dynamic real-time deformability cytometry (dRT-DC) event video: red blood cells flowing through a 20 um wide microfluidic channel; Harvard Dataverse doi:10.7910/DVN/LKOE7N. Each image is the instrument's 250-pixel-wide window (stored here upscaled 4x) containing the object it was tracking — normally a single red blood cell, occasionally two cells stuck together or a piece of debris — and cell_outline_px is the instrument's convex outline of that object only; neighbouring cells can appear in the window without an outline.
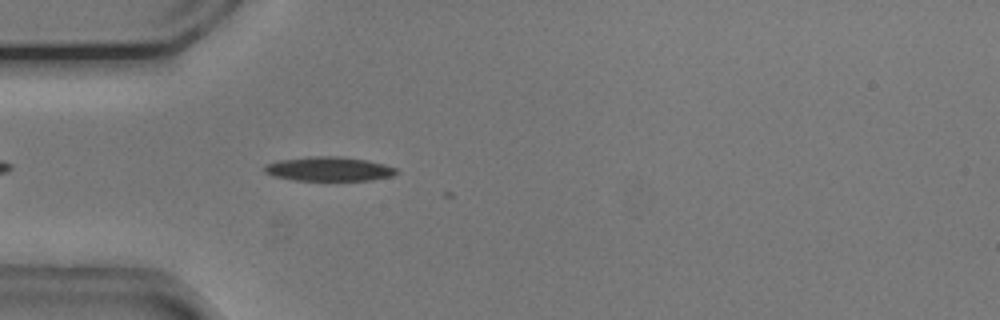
{"species": "common noctule bat (a hibernating species)", "species_latin": "Nyctalus noctula", "temperature_condition": "cold", "stored_images_in_passage": 12, "camera_frame_rate_fps": 3000, "um_per_image_px": 0.085, "animal": {"sex": "male", "body_mass_g": 20.5, "forearm_length_mm": 52.5}, "frame": {"image": 1, "passage_image": 2, "time_ms": 0.333, "image_size_px": [1000, 320], "cell_outline_px": [[400, 172], [392, 176], [372, 180], [292, 180], [272, 176], [264, 172], [264, 164], [280, 160], [308, 156], [340, 156], [368, 160], [384, 164], [396, 168]], "centroid_in_image_um": [27.95, 14.36], "position_along_channel_um": 57.0, "area_um2": 18.84}}